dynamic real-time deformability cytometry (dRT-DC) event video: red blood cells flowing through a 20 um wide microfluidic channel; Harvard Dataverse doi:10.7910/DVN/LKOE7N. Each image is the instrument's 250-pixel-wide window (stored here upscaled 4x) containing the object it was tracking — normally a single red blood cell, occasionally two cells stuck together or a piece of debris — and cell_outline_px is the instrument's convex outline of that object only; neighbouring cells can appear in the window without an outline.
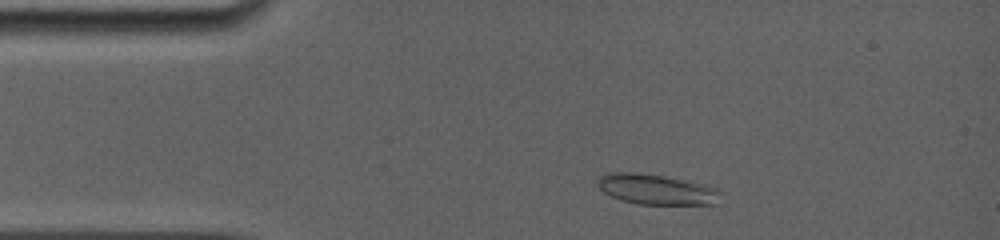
{"species": "common noctule bat (a hibernating species)", "species_latin": "Nyctalus noctula", "temperature_condition": "room temperature", "stored_images_in_passage": 66, "camera_frame_rate_fps": 5000, "um_per_image_px": 0.085, "animal": {"sex": "female", "body_mass_g": 19.0, "forearm_length_mm": 56.7}, "frame": {"image": 1, "passage_image": 6, "time_ms": 1.0, "image_size_px": [1000, 240], "cell_outline_px": [[720, 192], [716, 204], [636, 204], [620, 200], [604, 192], [596, 184], [596, 180], [600, 176], [608, 172], [640, 172], [664, 176], [704, 184], [716, 188]], "centroid_in_image_um": [55.73, 16.09], "position_along_channel_um": 29.3, "area_um2": 21.73}}
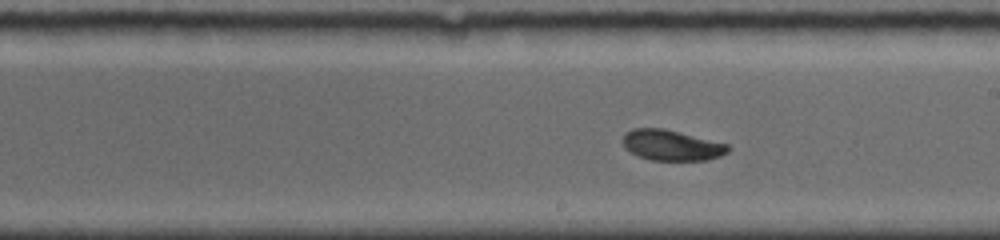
{"frame": {"image": 2, "passage_image": 38, "time_ms": 7.4, "image_size_px": [1000, 240], "cell_outline_px": [[728, 152], [720, 156], [708, 160], [648, 160], [632, 152], [624, 144], [624, 132], [632, 128], [664, 128], [728, 144]], "centroid_in_image_um": [57.09, 12.34], "position_along_channel_um": 231.9, "area_um2": 18.55}}
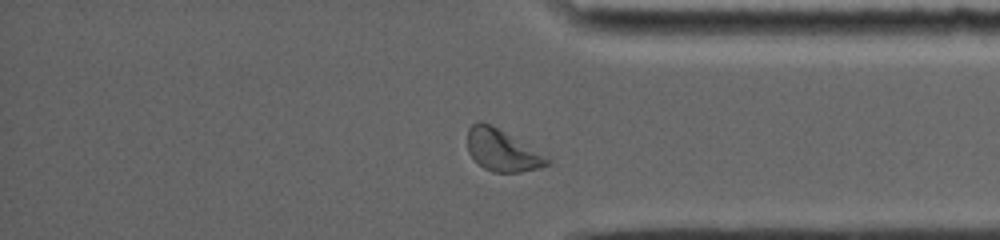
{"frame": {"image": 3, "passage_image": 59, "time_ms": 11.6, "image_size_px": [1000, 240], "cell_outline_px": [[548, 164], [540, 168], [520, 172], [492, 172], [484, 168], [468, 152], [468, 128], [472, 124], [480, 120], [492, 124], [548, 160]], "centroid_in_image_um": [42.58, 12.77], "position_along_channel_um": 392.6, "area_um2": 18.55}, "authors_computed_cell_mechanics": {"area_um2": 19.1318, "velocity_mm_per_s": 3.8361, "shape_relaxation_time_tau1_ms": 7.4041, "shape_relaxation_time_tau2_ms": null, "deformation_change_tau1": 0.1533, "deformation_change_tau2": null}}